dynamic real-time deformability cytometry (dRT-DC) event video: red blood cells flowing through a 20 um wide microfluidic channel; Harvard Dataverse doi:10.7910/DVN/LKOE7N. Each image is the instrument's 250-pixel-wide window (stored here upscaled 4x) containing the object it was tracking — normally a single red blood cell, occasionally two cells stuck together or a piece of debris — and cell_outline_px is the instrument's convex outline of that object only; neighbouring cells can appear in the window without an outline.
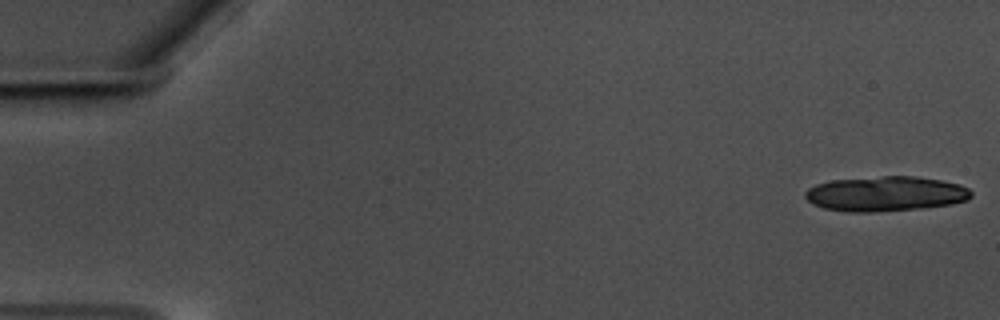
{"species": "common noctule bat (a hibernating species)", "species_latin": "Nyctalus noctula", "temperature_condition": "warm", "stored_images_in_passage": 17, "camera_frame_rate_fps": 3000, "um_per_image_px": 0.085, "animal": {"sex": "male", "body_mass_g": 17.5, "forearm_length_mm": 52.3}, "frame": {"image": 1, "passage_image": 1, "time_ms": 0.0, "image_size_px": [1000, 320], "cell_outline_px": [[972, 196], [968, 200], [952, 204], [920, 208], [876, 212], [848, 212], [824, 208], [812, 204], [804, 196], [804, 192], [808, 188], [816, 184], [832, 180], [884, 176], [916, 176], [940, 180], [960, 184], [968, 188], [972, 192]], "centroid_in_image_um": [75.28, 16.47], "position_along_channel_um": 9.7, "area_um2": 33.93}}